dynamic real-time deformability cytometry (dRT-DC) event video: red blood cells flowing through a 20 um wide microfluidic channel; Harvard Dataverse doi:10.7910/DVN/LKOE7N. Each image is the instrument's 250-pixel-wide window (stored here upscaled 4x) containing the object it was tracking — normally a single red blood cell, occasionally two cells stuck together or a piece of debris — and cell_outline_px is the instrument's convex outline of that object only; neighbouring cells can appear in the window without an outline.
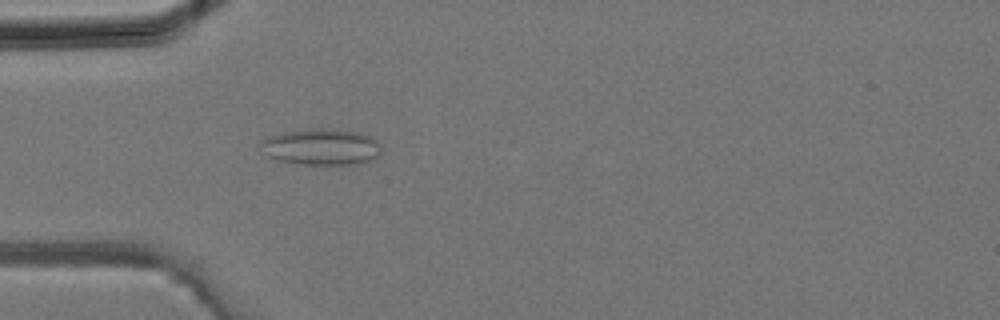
{"species": "common noctule bat (a hibernating species)", "species_latin": "Nyctalus noctula", "temperature_condition": "room temperature", "stored_images_in_passage": 29, "camera_frame_rate_fps": 3000, "um_per_image_px": 0.085, "animal": {"sex": "male", "body_mass_g": 19.2, "forearm_length_mm": 51.8}, "frame": {"image": 1, "passage_image": 3, "time_ms": 0.667, "image_size_px": [1000, 320], "cell_outline_px": [[380, 152], [372, 160], [352, 164], [300, 164], [276, 160], [268, 156], [260, 144], [260, 140], [268, 136], [284, 132], [316, 128], [320, 128], [360, 132], [376, 140], [380, 144]], "centroid_in_image_um": [27.29, 12.48], "position_along_channel_um": 57.7, "area_um2": 25.32}}
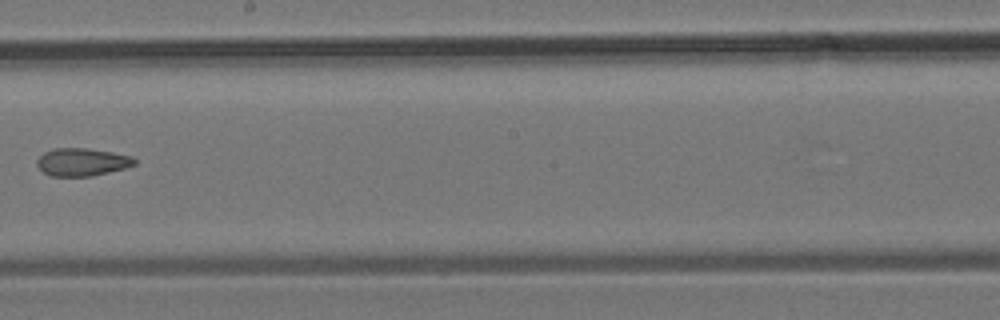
{"frame": {"image": 2, "passage_image": 13, "time_ms": 4.0, "image_size_px": [1000, 320], "cell_outline_px": [[136, 164], [124, 168], [92, 176], [52, 176], [44, 172], [36, 164], [36, 160], [44, 152], [52, 148], [88, 148], [112, 152], [132, 156], [136, 160]], "centroid_in_image_um": [6.97, 13.76], "position_along_channel_um": 241.2, "area_um2": 15.78}}
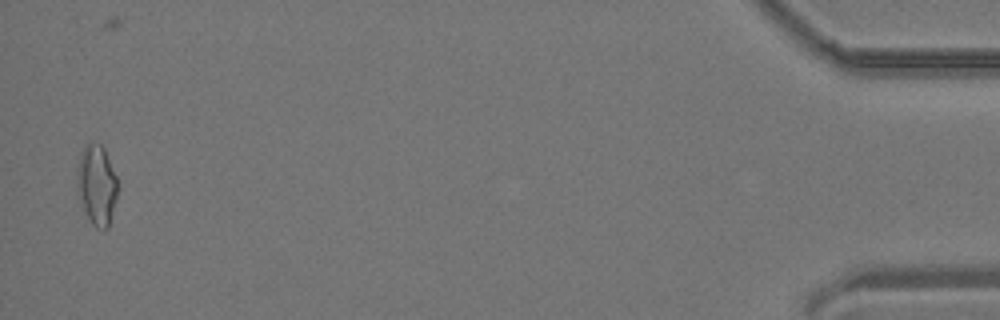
{"frame": {"image": 3, "passage_image": 28, "time_ms": 9.0, "image_size_px": [1000, 320], "cell_outline_px": [[116, 196], [108, 228], [96, 228], [92, 224], [76, 192], [80, 152], [84, 144], [100, 144], [104, 148], [116, 176]], "centroid_in_image_um": [8.2, 15.7], "position_along_channel_um": 427.0, "area_um2": 18.44}}